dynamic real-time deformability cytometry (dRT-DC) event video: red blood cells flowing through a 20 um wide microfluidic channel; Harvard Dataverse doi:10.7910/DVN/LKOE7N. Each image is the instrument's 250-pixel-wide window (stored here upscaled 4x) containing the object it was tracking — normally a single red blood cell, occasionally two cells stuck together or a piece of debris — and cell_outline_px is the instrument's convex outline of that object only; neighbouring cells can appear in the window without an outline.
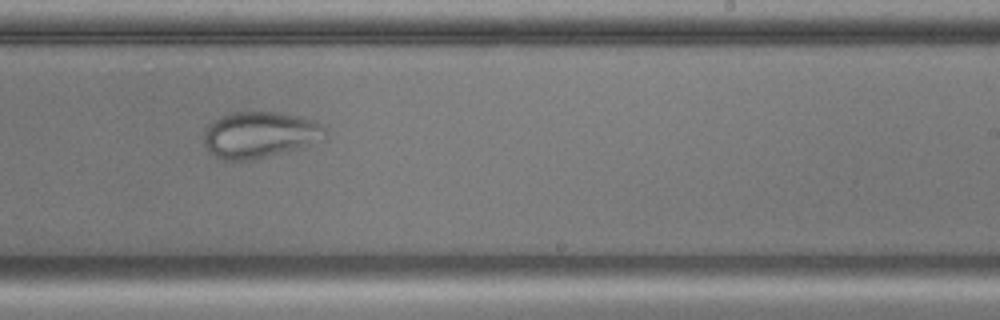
{"species": "common noctule bat (a hibernating species)", "species_latin": "Nyctalus noctula", "temperature_condition": "cold", "stored_images_in_passage": 39, "camera_frame_rate_fps": 3000, "um_per_image_px": 0.085, "animal": {"sex": "male", "body_mass_g": 17.9, "forearm_length_mm": 54.2}, "frame": {"image": 1, "passage_image": 17, "time_ms": 5.333, "image_size_px": [1000, 320], "cell_outline_px": [[328, 136], [296, 148], [252, 160], [220, 160], [208, 152], [204, 144], [204, 128], [212, 120], [220, 116], [232, 112], [280, 112], [312, 120], [320, 124], [328, 132]], "centroid_in_image_um": [21.99, 11.45], "position_along_channel_um": 267.0, "area_um2": 32.6}}